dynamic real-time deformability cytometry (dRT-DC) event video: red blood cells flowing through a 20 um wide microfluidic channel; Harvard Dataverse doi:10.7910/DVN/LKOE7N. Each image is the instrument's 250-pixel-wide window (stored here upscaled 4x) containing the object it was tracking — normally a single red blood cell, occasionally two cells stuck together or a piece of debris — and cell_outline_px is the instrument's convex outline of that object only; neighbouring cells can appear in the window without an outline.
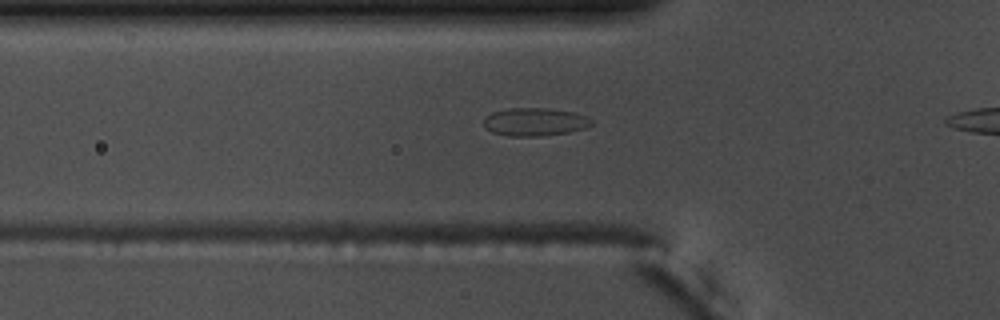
{"species": "common noctule bat (a hibernating species)", "species_latin": "Nyctalus noctula", "temperature_condition": "warm", "stored_images_in_passage": 42, "camera_frame_rate_fps": 3000, "um_per_image_px": 0.085, "animal": {"sex": "male", "body_mass_g": 17.5, "forearm_length_mm": 52.3}, "frame": {"image": 1, "passage_image": 12, "time_ms": 3.667, "image_size_px": [1000, 320], "cell_outline_px": [[592, 124], [584, 128], [568, 132], [540, 136], [508, 136], [492, 132], [484, 128], [484, 120], [492, 112], [508, 108], [548, 108], [572, 112], [584, 116], [592, 120]], "centroid_in_image_um": [45.42, 10.36], "position_along_channel_um": 80.4, "area_um2": 17.46}}
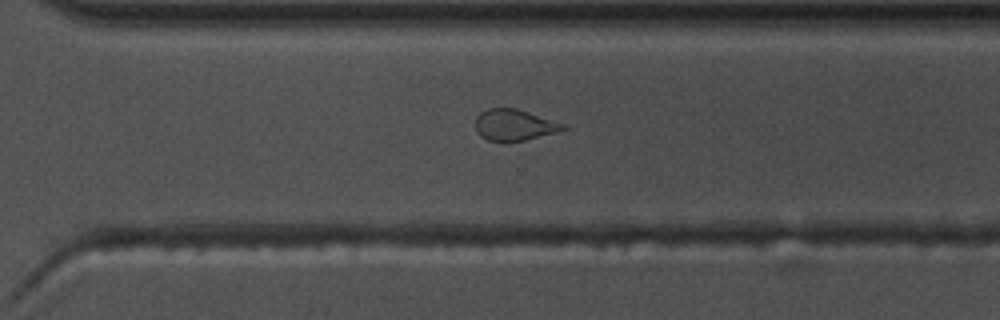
{"frame": {"image": 2, "passage_image": 32, "time_ms": 10.333, "image_size_px": [1000, 320], "cell_outline_px": [[568, 128], [556, 132], [524, 140], [488, 140], [480, 136], [476, 132], [476, 116], [480, 112], [488, 108], [516, 108], [568, 124]], "centroid_in_image_um": [43.74, 10.59], "position_along_channel_um": 326.9, "area_um2": 15.9}}
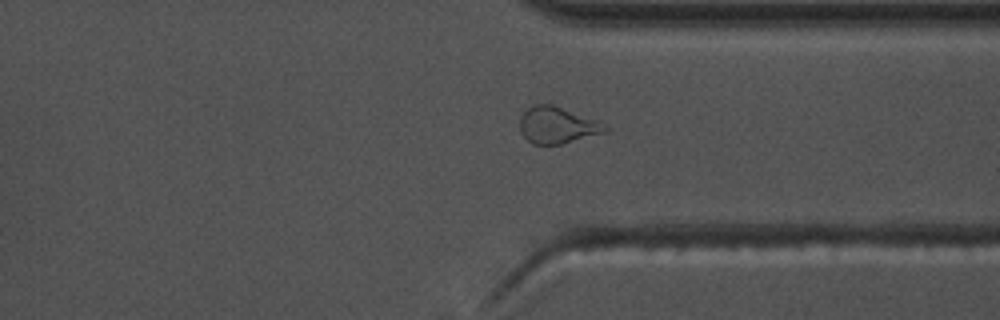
{"frame": {"image": 3, "passage_image": 35, "time_ms": 11.333, "image_size_px": [1000, 320], "cell_outline_px": [[608, 128], [604, 132], [560, 144], [532, 144], [520, 132], [520, 116], [528, 108], [536, 104], [552, 104], [596, 120]], "centroid_in_image_um": [47.31, 10.63], "position_along_channel_um": 364.1, "area_um2": 17.74}, "authors_computed_cell_mechanics": {"area_um2": 16.9932, "velocity_mm_per_s": 3.6969, "shape_relaxation_time_tau1_ms": null, "shape_relaxation_time_tau2_ms": 1.0849, "deformation_change_tau1": null, "deformation_change_tau2": 0.0619}}